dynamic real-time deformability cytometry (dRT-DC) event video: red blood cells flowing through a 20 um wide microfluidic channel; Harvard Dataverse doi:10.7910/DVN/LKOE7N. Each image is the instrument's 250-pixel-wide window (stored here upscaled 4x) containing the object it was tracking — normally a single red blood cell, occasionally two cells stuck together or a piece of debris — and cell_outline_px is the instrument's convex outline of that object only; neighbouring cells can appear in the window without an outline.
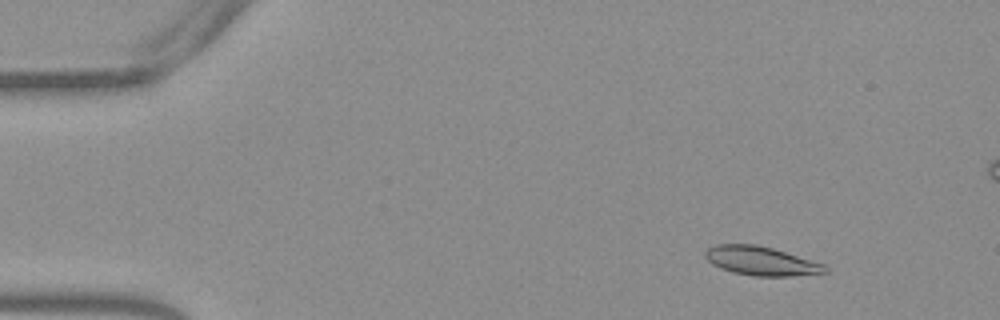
{"species": "Egyptian fruit bat (a non-hibernating species)", "species_latin": "Rousettus aegyptiacus", "temperature_condition": "warm", "stored_images_in_passage": 55, "segment_of_instrument_passage": [1, 2], "camera_frame_rate_fps": 3000, "um_per_image_px": 0.085, "frame": {"image": 1, "passage_image": 7, "time_ms": 2.0, "image_size_px": [1000, 320], "cell_outline_px": [[828, 272], [792, 276], [752, 276], [732, 272], [720, 268], [712, 264], [704, 256], [704, 252], [708, 248], [716, 244], [756, 244], [772, 248], [824, 264], [828, 268]], "centroid_in_image_um": [64.66, 22.18], "position_along_channel_um": 20.3, "area_um2": 20.17}}
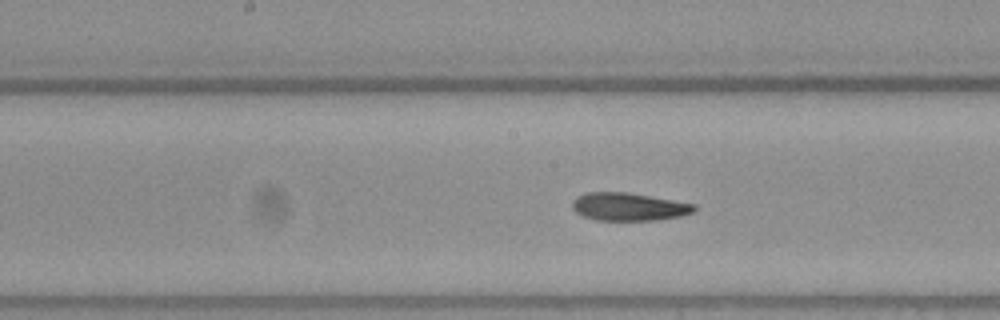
{"frame": {"image": 2, "passage_image": 28, "time_ms": 9.0, "image_size_px": [1000, 320], "cell_outline_px": [[696, 208], [692, 212], [680, 216], [656, 220], [596, 220], [584, 216], [576, 212], [572, 208], [572, 200], [576, 196], [584, 192], [628, 192], [696, 204]], "centroid_in_image_um": [53.41, 17.56], "position_along_channel_um": 194.8, "area_um2": 19.88}}
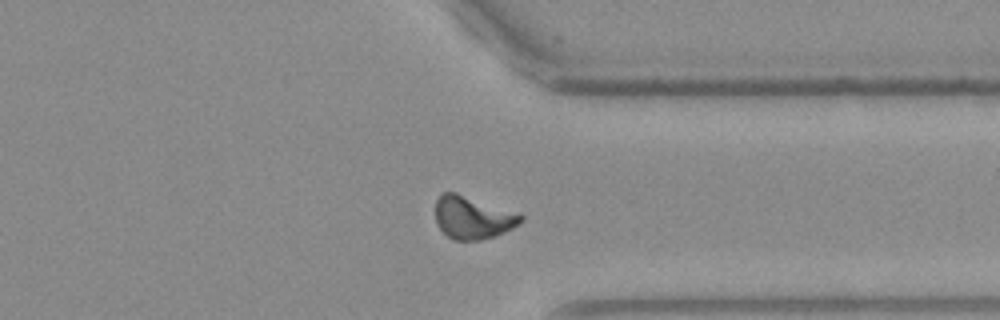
{"frame": {"image": 3, "passage_image": 42, "time_ms": 13.667, "image_size_px": [1000, 320], "cell_outline_px": [[524, 220], [512, 228], [496, 236], [480, 240], [452, 240], [436, 224], [436, 200], [444, 192], [456, 192], [520, 212], [524, 216]], "centroid_in_image_um": [40.22, 18.48], "position_along_channel_um": 371.2, "area_um2": 21.56}}